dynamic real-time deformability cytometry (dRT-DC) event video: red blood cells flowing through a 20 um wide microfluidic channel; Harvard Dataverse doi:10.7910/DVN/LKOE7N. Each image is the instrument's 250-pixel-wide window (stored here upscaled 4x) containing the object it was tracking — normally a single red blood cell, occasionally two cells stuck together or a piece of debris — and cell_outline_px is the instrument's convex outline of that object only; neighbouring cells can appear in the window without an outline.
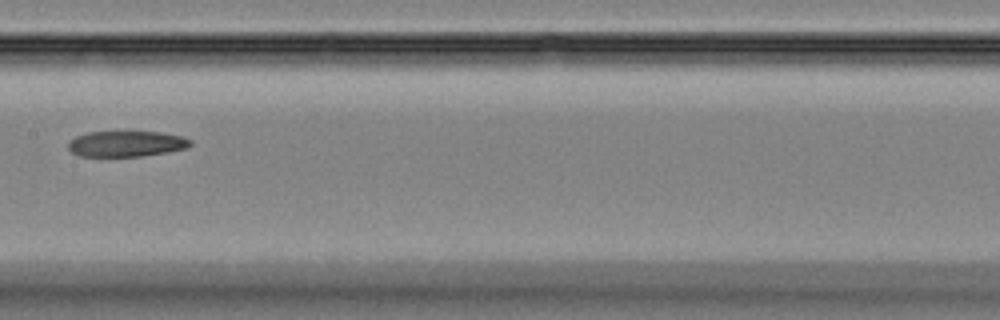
{"species": "Egyptian fruit bat (a non-hibernating species)", "species_latin": "Rousettus aegyptiacus", "temperature_condition": "room temperature", "stored_images_in_passage": 8, "camera_frame_rate_fps": 3000, "um_per_image_px": 0.085, "animal": {"sex": "female"}, "frame": {"image": 1, "passage_image": 7, "time_ms": 7.0, "image_size_px": [1000, 320], "cell_outline_px": [[192, 144], [188, 148], [144, 156], [80, 156], [72, 152], [68, 148], [68, 140], [76, 136], [88, 132], [160, 132], [180, 136], [192, 140]], "centroid_in_image_um": [10.73, 12.22], "position_along_channel_um": 196.7, "area_um2": 18.32}}
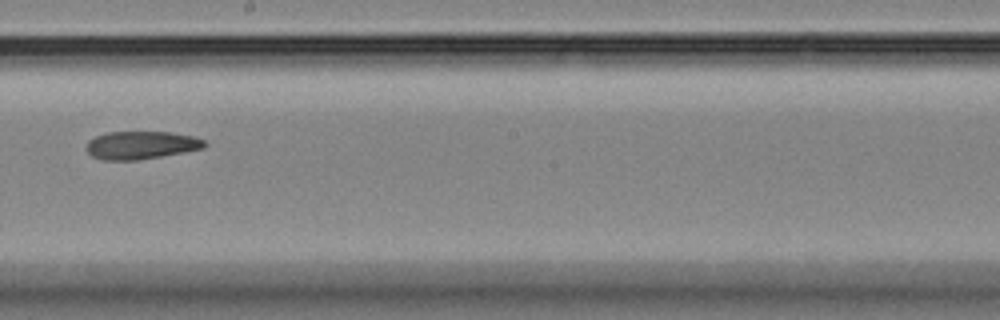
{"frame": {"image": 2, "passage_image": 8, "time_ms": 8.0, "image_size_px": [1000, 320], "cell_outline_px": [[208, 144], [204, 148], [184, 152], [136, 160], [100, 160], [92, 156], [88, 152], [88, 140], [96, 136], [108, 132], [172, 132], [192, 136], [204, 140]], "centroid_in_image_um": [12.01, 12.33], "position_along_channel_um": 236.2, "area_um2": 19.13}}